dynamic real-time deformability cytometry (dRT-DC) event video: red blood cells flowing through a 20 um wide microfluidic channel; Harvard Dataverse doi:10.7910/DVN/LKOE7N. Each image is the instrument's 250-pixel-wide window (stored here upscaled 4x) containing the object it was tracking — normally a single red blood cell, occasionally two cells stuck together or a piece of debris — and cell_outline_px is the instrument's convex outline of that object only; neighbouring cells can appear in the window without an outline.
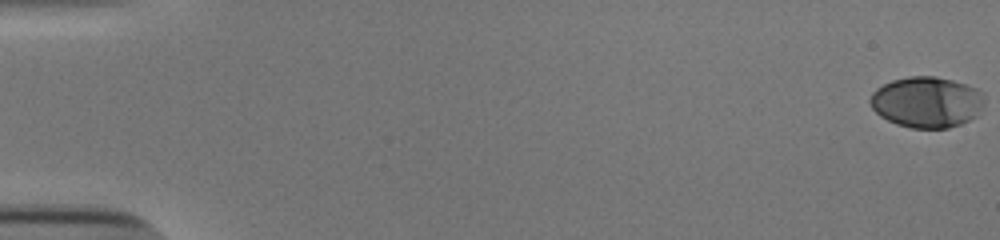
{"species": "human", "species_latin": "Homo sapiens", "temperature_condition": "cold", "stored_images_in_passage": 54, "camera_frame_rate_fps": 3000, "um_per_image_px": 0.085, "donor": {"sex": "male"}, "frame": {"image": 1, "passage_image": 1, "time_ms": 0.0, "image_size_px": [1000, 240], "cell_outline_px": [[984, 104], [976, 116], [960, 124], [948, 128], [912, 128], [896, 124], [880, 116], [872, 108], [868, 100], [872, 92], [876, 88], [892, 80], [908, 76], [936, 76], [952, 80], [976, 88], [984, 96]], "centroid_in_image_um": [78.75, 8.67], "position_along_channel_um": 6.3, "area_um2": 33.99}}
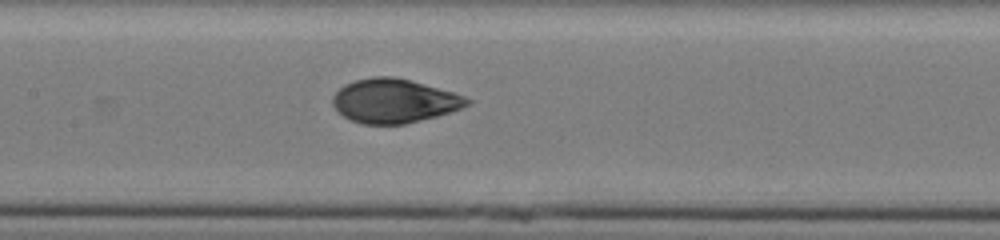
{"frame": {"image": 2, "passage_image": 28, "time_ms": 9.0, "image_size_px": [1000, 240], "cell_outline_px": [[472, 104], [436, 116], [404, 124], [364, 124], [352, 120], [344, 116], [332, 104], [332, 96], [344, 84], [356, 80], [372, 76], [392, 76], [424, 84], [452, 92], [464, 96], [472, 100]], "centroid_in_image_um": [33.49, 8.57], "position_along_channel_um": 173.9, "area_um2": 34.1}}
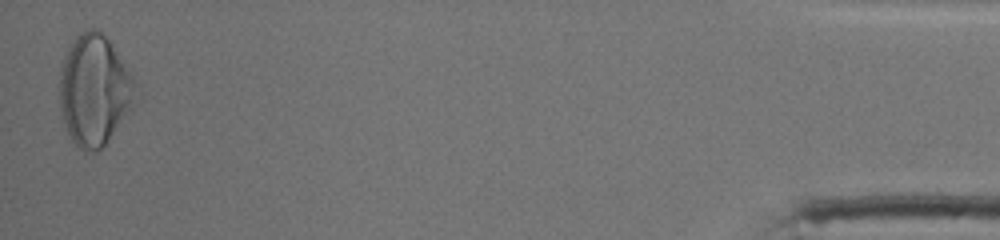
{"frame": {"image": 3, "passage_image": 54, "time_ms": 17.667, "image_size_px": [1000, 240], "cell_outline_px": [[132, 108], [104, 144], [96, 152], [84, 152], [72, 140], [68, 132], [60, 108], [60, 68], [64, 56], [72, 40], [76, 36], [88, 28], [96, 28], [112, 44], [128, 68], [132, 76]], "centroid_in_image_um": [7.97, 7.64], "position_along_channel_um": 427.2, "area_um2": 47.97}, "authors_computed_cell_mechanics": {"area_um2": 34.3621, "velocity_mm_per_s": 3.8863, "shape_relaxation_time_tau1_ms": 4.4142, "shape_relaxation_time_tau2_ms": 0.7506, "deformation_change_tau1": 0.1803, "deformation_change_tau2": 0.0454}}